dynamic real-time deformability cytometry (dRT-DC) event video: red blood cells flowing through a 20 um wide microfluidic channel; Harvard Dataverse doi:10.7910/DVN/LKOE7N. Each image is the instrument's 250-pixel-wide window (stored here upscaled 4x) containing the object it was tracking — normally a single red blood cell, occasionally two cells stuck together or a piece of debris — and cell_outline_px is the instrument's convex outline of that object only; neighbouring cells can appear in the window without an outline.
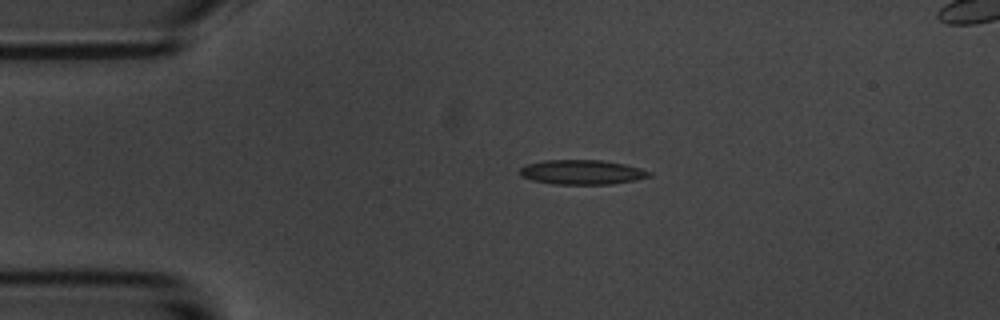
{"species": "common noctule bat (a hibernating species)", "species_latin": "Nyctalus noctula", "temperature_condition": "room temperature", "stored_images_in_passage": 45, "camera_frame_rate_fps": 3000, "um_per_image_px": 0.085, "animal": {"sex": "male", "body_mass_g": 20.1, "forearm_length_mm": 53.5}, "frame": {"image": 1, "passage_image": 1, "time_ms": 0.0, "image_size_px": [1000, 320], "cell_outline_px": [[652, 176], [636, 180], [612, 184], [552, 184], [532, 180], [520, 176], [520, 168], [528, 164], [544, 160], [600, 160], [624, 164], [640, 168], [652, 172]], "centroid_in_image_um": [49.48, 14.64], "position_along_channel_um": 35.5, "area_um2": 18.55}}
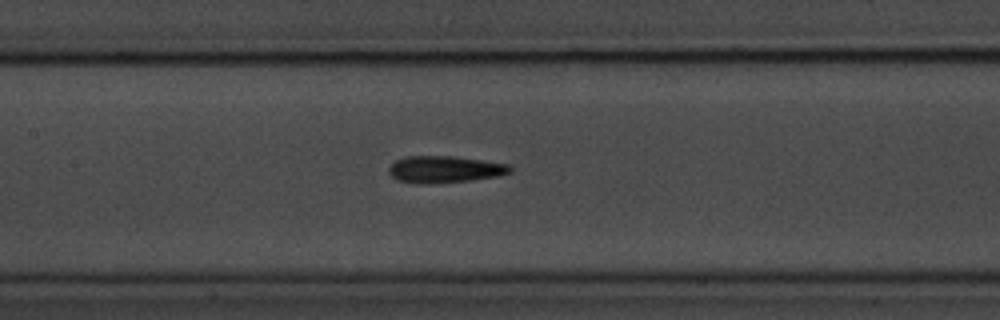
{"frame": {"image": 2, "passage_image": 15, "time_ms": 4.667, "image_size_px": [1000, 320], "cell_outline_px": [[512, 172], [500, 176], [468, 180], [420, 184], [416, 184], [396, 180], [388, 172], [388, 168], [396, 160], [408, 156], [452, 156], [508, 164], [512, 168]], "centroid_in_image_um": [37.78, 14.4], "position_along_channel_um": 169.6, "area_um2": 18.84}}
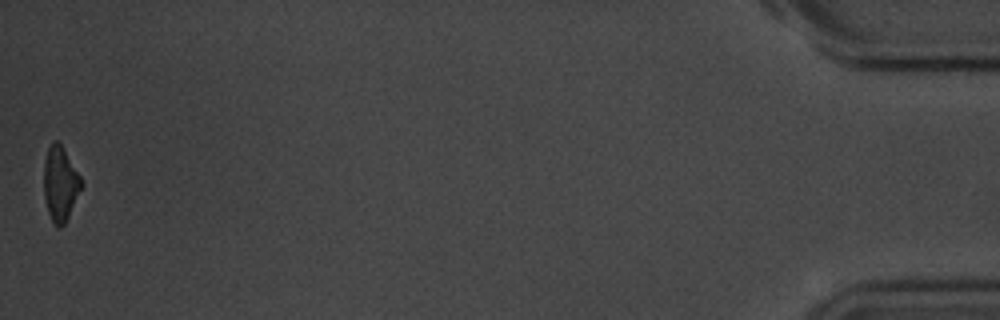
{"frame": {"image": 3, "passage_image": 45, "time_ms": 14.667, "image_size_px": [1000, 320], "cell_outline_px": [[84, 184], [64, 224], [60, 228], [56, 228], [48, 212], [44, 196], [44, 160], [48, 148], [52, 140], [56, 140], [60, 144], [80, 176]], "centroid_in_image_um": [5.11, 15.63], "position_along_channel_um": 430.1, "area_um2": 16.13}, "authors_computed_cell_mechanics": {"area_um2": 18.1492, "velocity_mm_per_s": 3.5823, "shape_relaxation_time_tau1_ms": 3.1608, "shape_relaxation_time_tau2_ms": 3.6646, "deformation_change_tau1": 0.1508, "deformation_change_tau2": 0.1482}}